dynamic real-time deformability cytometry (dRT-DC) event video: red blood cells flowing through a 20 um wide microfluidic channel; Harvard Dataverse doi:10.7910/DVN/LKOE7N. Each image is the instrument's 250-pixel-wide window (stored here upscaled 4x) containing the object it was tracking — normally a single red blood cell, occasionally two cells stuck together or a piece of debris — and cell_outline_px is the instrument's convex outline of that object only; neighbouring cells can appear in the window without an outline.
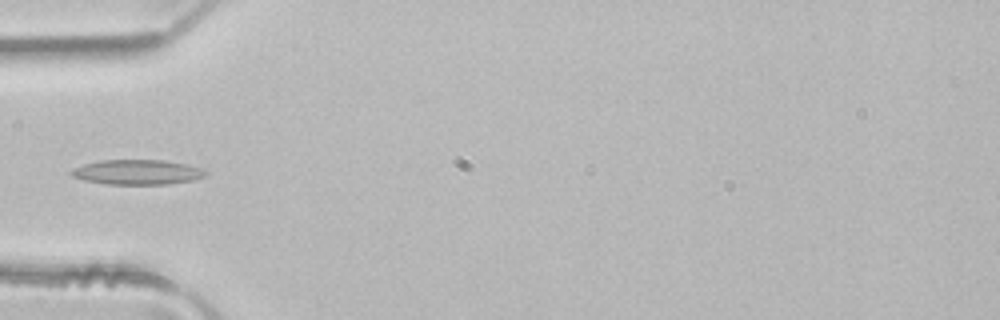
{"species": "common noctule bat (a hibernating species)", "species_latin": "Nyctalus noctula", "temperature_condition": "room temperature", "stored_images_in_passage": 3, "camera_frame_rate_fps": 3000, "um_per_image_px": 0.085, "animal": {"sex": "male", "body_mass_g": 21.5, "forearm_length_mm": 52.0}, "frame": {"image": 1, "passage_image": 3, "time_ms": 0.667, "image_size_px": [1000, 320], "cell_outline_px": [[208, 176], [192, 180], [168, 184], [108, 184], [84, 180], [72, 176], [68, 172], [72, 168], [84, 164], [100, 160], [164, 160], [188, 164], [200, 168], [208, 172]], "centroid_in_image_um": [11.68, 14.63], "position_along_channel_um": 73.3, "area_um2": 19.59}}